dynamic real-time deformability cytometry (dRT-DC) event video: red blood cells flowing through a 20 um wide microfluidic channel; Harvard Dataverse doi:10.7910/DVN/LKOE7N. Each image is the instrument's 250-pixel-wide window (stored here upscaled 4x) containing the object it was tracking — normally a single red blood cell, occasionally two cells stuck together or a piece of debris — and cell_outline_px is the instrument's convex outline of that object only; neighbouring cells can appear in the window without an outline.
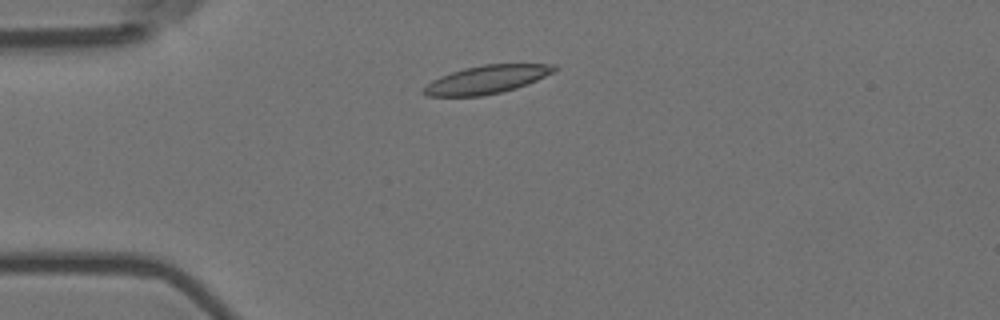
{"species": "Egyptian fruit bat (a non-hibernating species)", "species_latin": "Rousettus aegyptiacus", "temperature_condition": "room temperature", "stored_images_in_passage": 4, "camera_frame_rate_fps": 3000, "um_per_image_px": 0.085, "animal": {"sex": "female"}, "frame": {"image": 1, "passage_image": 2, "time_ms": 0.333, "image_size_px": [1000, 320], "cell_outline_px": [[560, 68], [528, 84], [516, 88], [500, 92], [480, 96], [428, 96], [420, 92], [432, 80], [440, 76], [464, 68], [484, 64], [556, 64]], "centroid_in_image_um": [41.37, 6.75], "position_along_channel_um": 43.6, "area_um2": 21.33}}
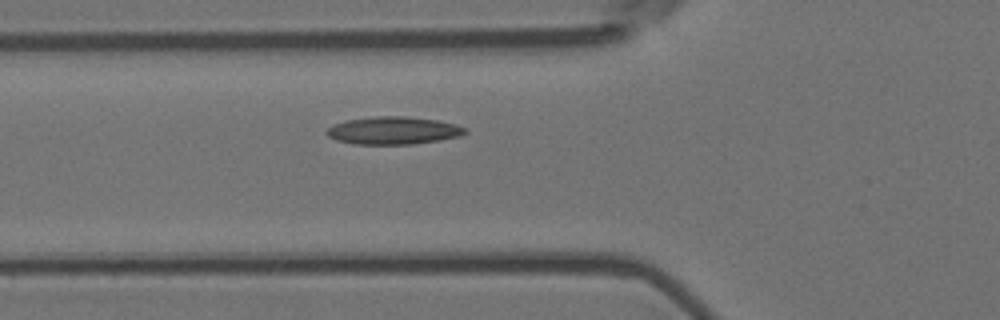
{"frame": {"image": 2, "passage_image": 4, "time_ms": 1.0, "image_size_px": [1000, 320], "cell_outline_px": [[468, 132], [460, 136], [440, 140], [412, 144], [352, 144], [336, 140], [328, 136], [324, 132], [328, 128], [344, 120], [376, 116], [404, 116], [436, 120], [456, 124], [468, 128]], "centroid_in_image_um": [33.44, 11.09], "position_along_channel_um": 92.4, "area_um2": 22.43}}